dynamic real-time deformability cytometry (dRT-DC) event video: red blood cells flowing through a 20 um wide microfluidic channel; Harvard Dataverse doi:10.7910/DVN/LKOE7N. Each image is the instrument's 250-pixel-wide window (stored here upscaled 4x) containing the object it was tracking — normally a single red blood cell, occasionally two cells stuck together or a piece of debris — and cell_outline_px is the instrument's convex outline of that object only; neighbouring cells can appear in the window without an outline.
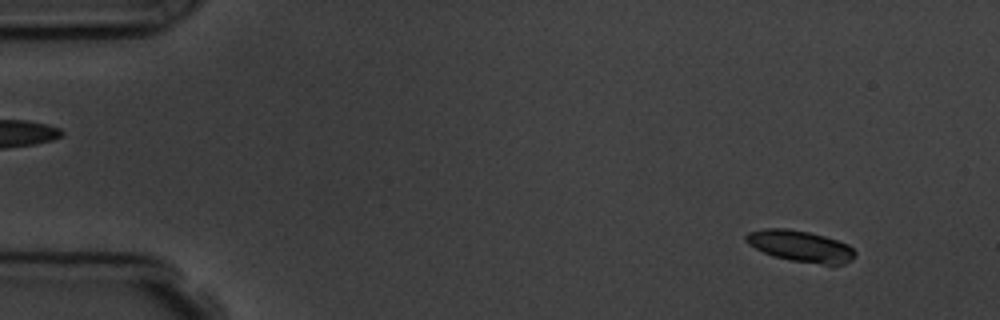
{"species": "common noctule bat (a hibernating species)", "species_latin": "Nyctalus noctula", "temperature_condition": "room temperature", "stored_images_in_passage": 5, "camera_frame_rate_fps": 3000, "um_per_image_px": 0.085, "animal": {"sex": "male", "body_mass_g": 19.5, "forearm_length_mm": 54.6}, "frame": {"image": 1, "passage_image": 1, "time_ms": 0.0, "image_size_px": [1000, 320], "cell_outline_px": [[856, 256], [852, 260], [844, 264], [824, 264], [792, 260], [776, 256], [764, 252], [748, 244], [744, 240], [744, 236], [748, 232], [764, 228], [788, 228], [808, 232], [824, 236], [848, 244], [856, 252]], "centroid_in_image_um": [68.04, 20.9], "position_along_channel_um": 17.0, "area_um2": 19.71}}